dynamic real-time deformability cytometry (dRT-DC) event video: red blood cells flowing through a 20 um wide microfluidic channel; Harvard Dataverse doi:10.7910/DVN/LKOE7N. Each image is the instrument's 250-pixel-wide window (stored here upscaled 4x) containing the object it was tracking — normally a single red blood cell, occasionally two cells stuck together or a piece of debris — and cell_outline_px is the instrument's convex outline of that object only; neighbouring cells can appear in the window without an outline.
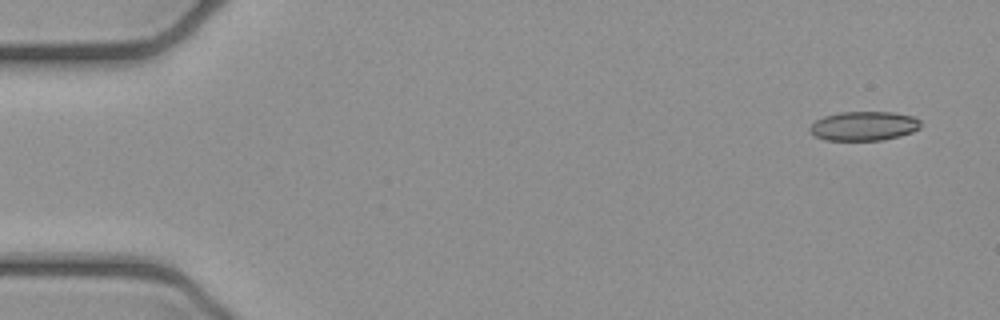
{"species": "common noctule bat (a hibernating species)", "species_latin": "Nyctalus noctula", "temperature_condition": "cold", "stored_images_in_passage": 6, "camera_frame_rate_fps": 3000, "um_per_image_px": 0.085, "animal": {"sex": "female", "body_mass_g": 21.9}, "frame": {"image": 1, "passage_image": 1, "time_ms": 0.0, "image_size_px": [1000, 320], "cell_outline_px": [[920, 128], [912, 132], [900, 136], [880, 140], [824, 140], [816, 136], [808, 128], [816, 120], [824, 116], [840, 112], [892, 112], [912, 116], [920, 120]], "centroid_in_image_um": [73.43, 10.71], "position_along_channel_um": 11.6, "area_um2": 18.79}}
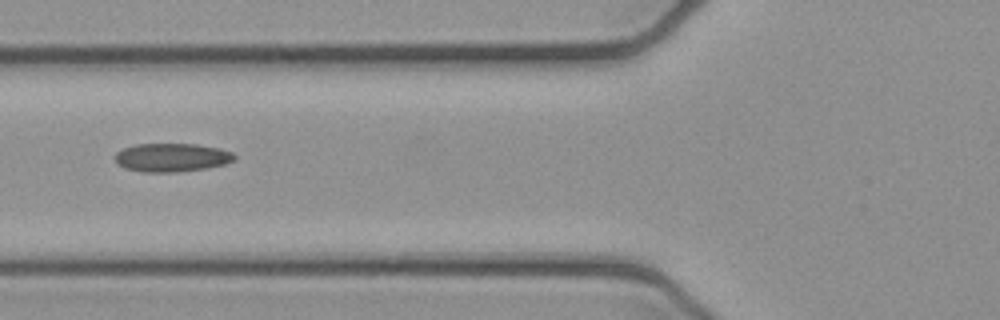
{"frame": {"image": 2, "passage_image": 5, "time_ms": 1.333, "image_size_px": [1000, 320], "cell_outline_px": [[236, 160], [224, 164], [208, 168], [176, 172], [144, 172], [124, 168], [116, 164], [116, 152], [124, 148], [136, 144], [196, 144], [220, 148], [232, 152], [236, 156]], "centroid_in_image_um": [14.62, 13.39], "position_along_channel_um": 111.2, "area_um2": 19.94}}
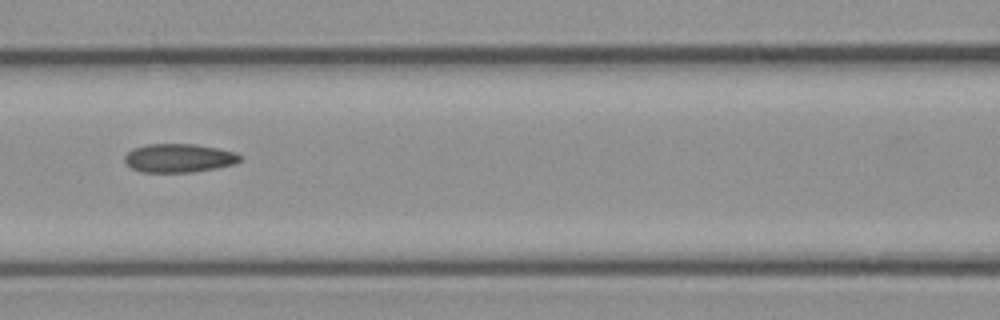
{"frame": {"image": 3, "passage_image": 6, "time_ms": 1.667, "image_size_px": [1000, 320], "cell_outline_px": [[240, 160], [236, 164], [216, 168], [192, 172], [140, 172], [132, 168], [124, 160], [124, 156], [132, 148], [148, 144], [196, 144], [236, 152], [240, 156]], "centroid_in_image_um": [15.2, 13.43], "position_along_channel_um": 151.4, "area_um2": 19.25}}